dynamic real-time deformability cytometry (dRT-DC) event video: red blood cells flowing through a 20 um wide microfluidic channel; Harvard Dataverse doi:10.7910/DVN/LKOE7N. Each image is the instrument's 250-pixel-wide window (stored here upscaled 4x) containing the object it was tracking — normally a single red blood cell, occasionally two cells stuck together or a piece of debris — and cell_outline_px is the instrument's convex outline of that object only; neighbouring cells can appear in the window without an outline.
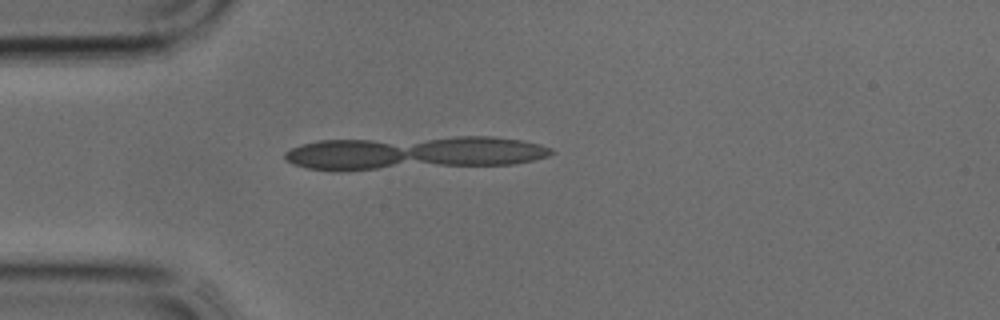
{"species": "common noctule bat (a hibernating species)", "species_latin": "Nyctalus noctula", "temperature_condition": "cold", "stored_images_in_passage": 11, "segment_of_instrument_passage": [2, 2], "camera_frame_rate_fps": 3000, "um_per_image_px": 0.085, "animal": {"sex": "male", "body_mass_g": 17.9, "forearm_length_mm": 54.2}, "frame": {"image": 1, "passage_image": 9, "time_ms": 2.667, "image_size_px": [1000, 320], "cell_outline_px": [[520, 160], [492, 164], [460, 164], [432, 160], [444, 140], [508, 140]], "centroid_in_image_um": [40.46, 12.92], "position_along_channel_um": 44.5, "area_um2": 12.72}}